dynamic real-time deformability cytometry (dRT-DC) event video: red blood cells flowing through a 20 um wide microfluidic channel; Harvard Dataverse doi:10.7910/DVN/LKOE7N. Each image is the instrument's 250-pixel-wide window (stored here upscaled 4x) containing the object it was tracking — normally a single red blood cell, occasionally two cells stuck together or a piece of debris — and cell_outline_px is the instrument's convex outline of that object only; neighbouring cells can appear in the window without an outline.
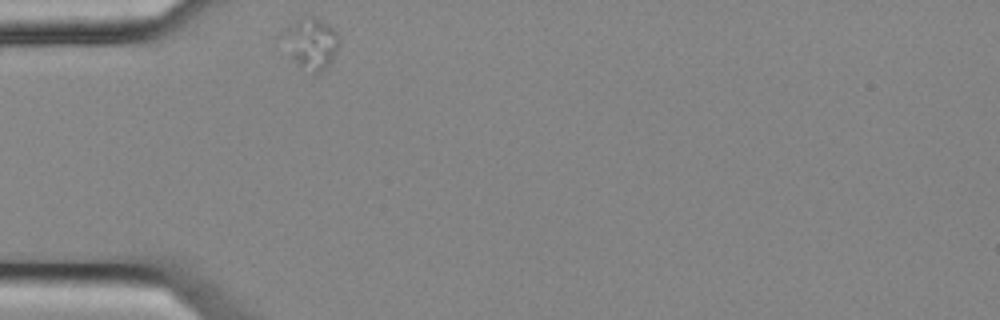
{"species": "common noctule bat (a hibernating species)", "species_latin": "Nyctalus noctula", "temperature_condition": "cold", "stored_images_in_passage": 32, "camera_frame_rate_fps": 3000, "um_per_image_px": 0.085, "animal": {"sex": "female", "body_mass_g": 25.1}, "frame": {"image": 1, "passage_image": 1, "time_ms": 0.0, "image_size_px": [1000, 320], "cell_outline_px": [[340, 44], [332, 60], [320, 72], [312, 72], [300, 64], [292, 56], [288, 32], [288, 28], [296, 20], [312, 16], [328, 24], [336, 32], [340, 40]], "centroid_in_image_um": [26.61, 3.67], "position_along_channel_um": 58.4, "area_um2": 15.09}}